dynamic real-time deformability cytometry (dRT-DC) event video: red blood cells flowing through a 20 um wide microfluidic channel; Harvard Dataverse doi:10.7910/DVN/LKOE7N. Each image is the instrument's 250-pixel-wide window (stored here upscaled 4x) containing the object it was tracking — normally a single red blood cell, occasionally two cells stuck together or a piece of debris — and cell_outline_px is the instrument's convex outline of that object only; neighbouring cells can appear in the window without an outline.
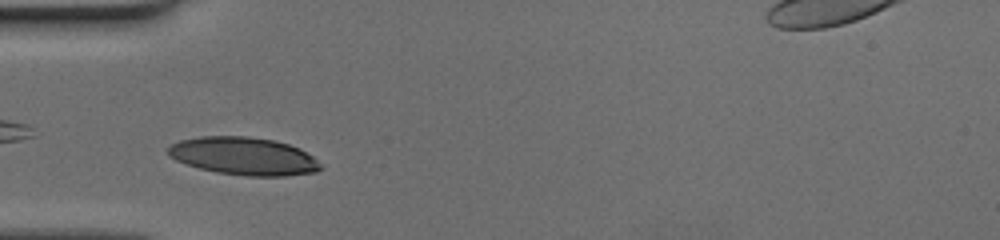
{"species": "human", "species_latin": "Homo sapiens", "temperature_condition": "cold", "stored_images_in_passage": 35, "camera_frame_rate_fps": 3000, "um_per_image_px": 0.085, "donor": {"sex": "female"}, "frame": {"image": 1, "passage_image": 5, "time_ms": 1.333, "image_size_px": [1000, 240], "cell_outline_px": [[324, 168], [316, 172], [284, 176], [248, 176], [216, 172], [200, 168], [176, 160], [168, 156], [168, 148], [172, 144], [180, 140], [200, 136], [248, 136], [272, 140], [288, 144], [300, 148], [312, 156]], "centroid_in_image_um": [20.73, 13.27], "position_along_channel_um": 64.3, "area_um2": 33.52}}
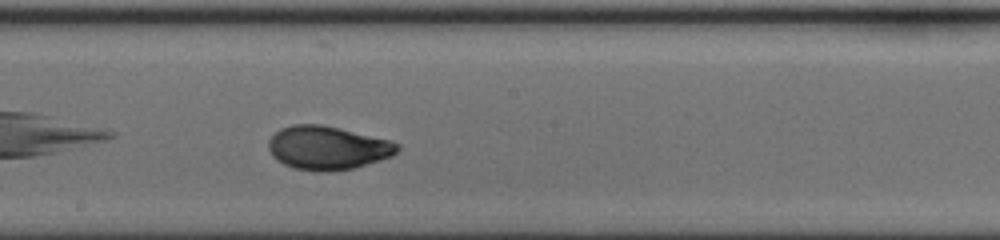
{"frame": {"image": 2, "passage_image": 17, "time_ms": 5.333, "image_size_px": [1000, 240], "cell_outline_px": [[400, 148], [392, 156], [380, 160], [352, 168], [328, 172], [324, 172], [296, 168], [284, 164], [276, 160], [272, 156], [268, 148], [268, 140], [280, 128], [292, 124], [320, 124], [392, 140], [400, 144]], "centroid_in_image_um": [27.84, 12.56], "position_along_channel_um": 220.4, "area_um2": 32.71}}
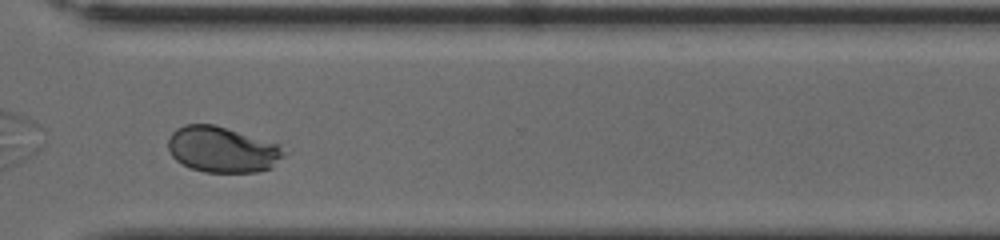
{"frame": {"image": 3, "passage_image": 27, "time_ms": 8.667, "image_size_px": [1000, 240], "cell_outline_px": [[288, 152], [272, 168], [256, 172], [204, 172], [192, 168], [176, 160], [172, 156], [168, 148], [168, 136], [176, 128], [184, 124], [212, 124], [280, 144]], "centroid_in_image_um": [18.91, 12.71], "position_along_channel_um": 351.7, "area_um2": 31.04}}